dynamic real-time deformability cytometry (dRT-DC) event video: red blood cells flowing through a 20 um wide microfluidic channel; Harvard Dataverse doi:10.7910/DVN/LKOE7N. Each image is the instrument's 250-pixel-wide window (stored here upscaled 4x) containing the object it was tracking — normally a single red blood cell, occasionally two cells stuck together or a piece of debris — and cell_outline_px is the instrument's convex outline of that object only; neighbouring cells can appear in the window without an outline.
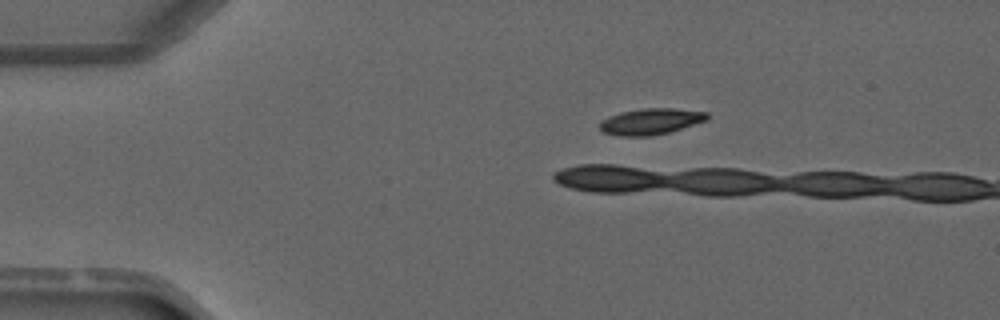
{"species": "common noctule bat (a hibernating species)", "species_latin": "Nyctalus noctula", "temperature_condition": "warm", "stored_images_in_passage": 3, "camera_frame_rate_fps": 3000, "um_per_image_px": 0.085, "animal": {"sex": "male", "forearm_length_mm": 52.5}, "frame": {"image": 1, "passage_image": 1, "time_ms": 0.0, "image_size_px": [1000, 320], "cell_outline_px": [[708, 120], [668, 132], [648, 136], [620, 136], [604, 132], [600, 128], [600, 120], [608, 116], [620, 112], [640, 108], [672, 108], [708, 112]], "centroid_in_image_um": [55.3, 10.31], "position_along_channel_um": 29.7, "area_um2": 16.36}}